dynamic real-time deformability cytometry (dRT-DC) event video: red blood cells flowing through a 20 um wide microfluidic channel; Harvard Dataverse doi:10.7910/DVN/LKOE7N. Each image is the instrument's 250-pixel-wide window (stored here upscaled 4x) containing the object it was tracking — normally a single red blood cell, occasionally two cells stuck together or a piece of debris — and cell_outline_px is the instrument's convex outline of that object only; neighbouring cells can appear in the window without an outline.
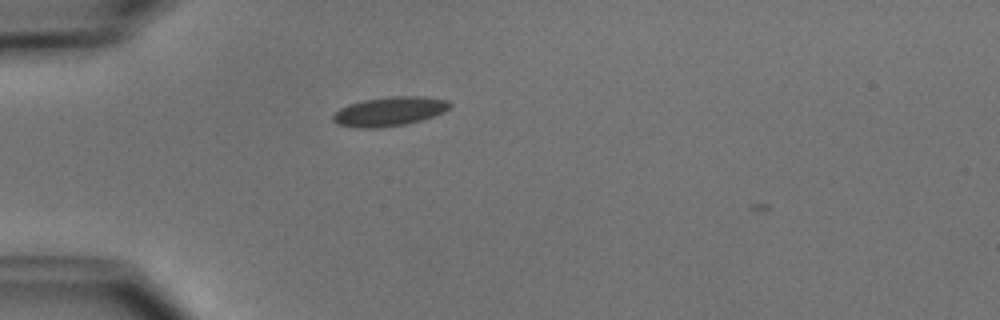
{"species": "common noctule bat (a hibernating species)", "species_latin": "Nyctalus noctula", "temperature_condition": "cold", "stored_images_in_passage": 1, "camera_frame_rate_fps": 3000, "um_per_image_px": 0.085, "animal": {"sex": "male", "body_mass_g": 15.6}, "frame": {"image": 1, "passage_image": 1, "time_ms": 0.0, "image_size_px": [1000, 320], "cell_outline_px": [[452, 104], [444, 112], [420, 120], [404, 124], [380, 128], [356, 128], [336, 124], [332, 120], [332, 116], [340, 108], [364, 100], [388, 96], [420, 96], [448, 100]], "centroid_in_image_um": [33.09, 9.47], "position_along_channel_um": 51.9, "area_um2": 19.77}}